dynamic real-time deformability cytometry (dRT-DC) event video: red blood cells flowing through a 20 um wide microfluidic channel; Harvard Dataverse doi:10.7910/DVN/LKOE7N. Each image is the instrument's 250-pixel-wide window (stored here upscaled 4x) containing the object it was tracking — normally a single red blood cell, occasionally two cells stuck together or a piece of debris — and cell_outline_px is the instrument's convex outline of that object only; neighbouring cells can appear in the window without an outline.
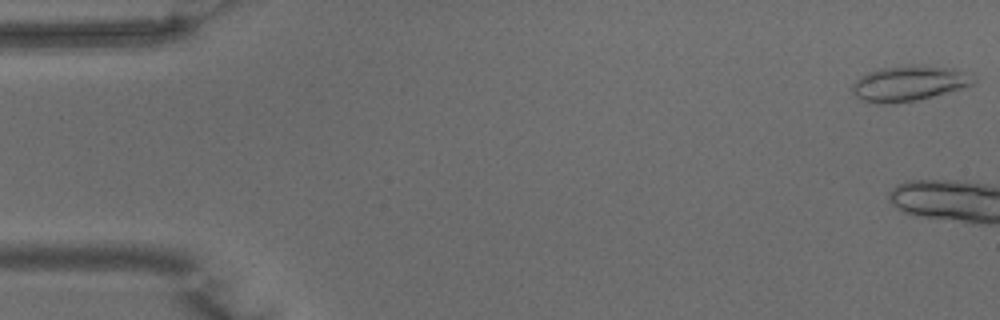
{"species": "common noctule bat (a hibernating species)", "species_latin": "Nyctalus noctula", "temperature_condition": "warm", "stored_images_in_passage": 11, "camera_frame_rate_fps": 3000, "um_per_image_px": 0.085, "animal": {"sex": "male", "body_mass_g": 15.6}, "frame": {"image": 1, "passage_image": 1, "time_ms": 0.0, "image_size_px": [1000, 320], "cell_outline_px": [[976, 80], [972, 84], [960, 88], [932, 96], [916, 100], [884, 104], [876, 104], [864, 100], [856, 96], [852, 92], [852, 84], [860, 76], [868, 72], [880, 68], [912, 64], [920, 64], [952, 68], [976, 76]], "centroid_in_image_um": [77.25, 7.06], "position_along_channel_um": 7.8, "area_um2": 24.91}}